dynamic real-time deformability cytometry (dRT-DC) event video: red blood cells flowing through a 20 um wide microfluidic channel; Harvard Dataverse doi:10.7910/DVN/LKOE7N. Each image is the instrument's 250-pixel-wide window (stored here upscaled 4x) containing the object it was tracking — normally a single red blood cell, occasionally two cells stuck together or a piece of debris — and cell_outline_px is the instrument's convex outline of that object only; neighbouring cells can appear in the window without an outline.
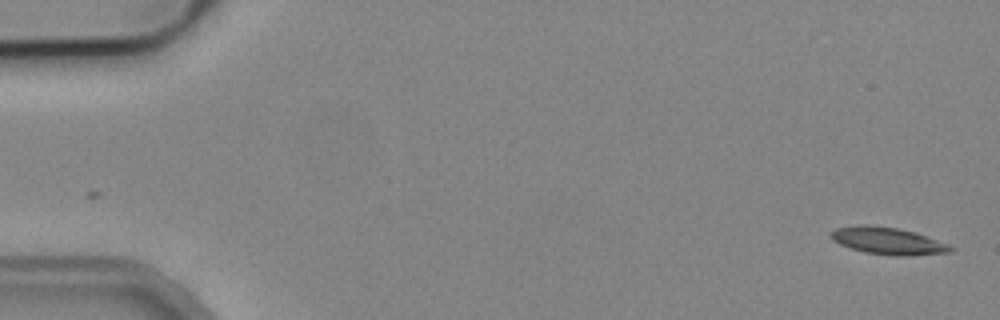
{"species": "common noctule bat (a hibernating species)", "species_latin": "Nyctalus noctula", "temperature_condition": "cold", "stored_images_in_passage": 2, "camera_frame_rate_fps": 3000, "um_per_image_px": 0.085, "animal": {"sex": "male", "body_mass_g": 19.2, "forearm_length_mm": 51.8}, "frame": {"image": 1, "passage_image": 2, "time_ms": 1.0, "image_size_px": [1000, 320], "cell_outline_px": [[956, 248], [952, 252], [908, 256], [896, 256], [864, 252], [840, 244], [832, 240], [832, 232], [836, 228], [864, 224], [868, 224], [896, 228], [912, 232], [948, 244]], "centroid_in_image_um": [75.49, 20.49], "position_along_channel_um": 9.5, "area_um2": 18.61}}